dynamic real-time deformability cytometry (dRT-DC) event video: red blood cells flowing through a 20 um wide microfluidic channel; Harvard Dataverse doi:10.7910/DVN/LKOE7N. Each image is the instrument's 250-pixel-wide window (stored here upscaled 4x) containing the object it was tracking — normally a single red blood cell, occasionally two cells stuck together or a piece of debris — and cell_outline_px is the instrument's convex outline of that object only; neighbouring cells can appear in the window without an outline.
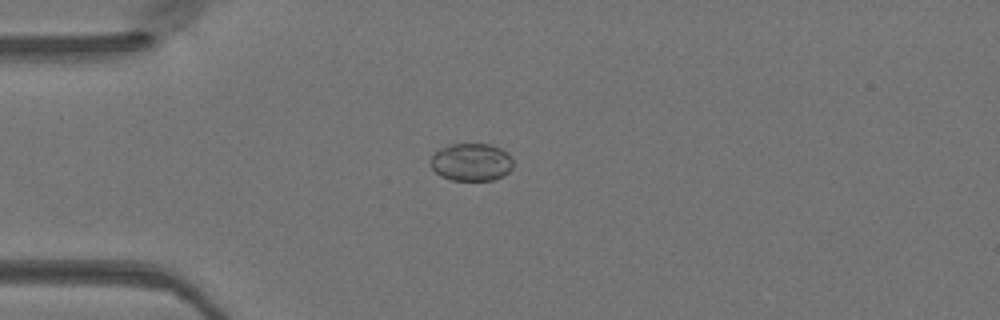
{"species": "Egyptian fruit bat (a non-hibernating species)", "species_latin": "Rousettus aegyptiacus", "temperature_condition": "warm", "stored_images_in_passage": 44, "camera_frame_rate_fps": 3000, "um_per_image_px": 0.085, "animal": {"sex": "female"}, "frame": {"image": 1, "passage_image": 12, "time_ms": 3.667, "image_size_px": [1000, 320], "cell_outline_px": [[512, 168], [504, 176], [492, 180], [452, 180], [440, 176], [428, 164], [428, 160], [440, 148], [448, 144], [492, 144], [500, 148], [512, 160]], "centroid_in_image_um": [40.01, 13.78], "position_along_channel_um": 45.0, "area_um2": 18.21}}
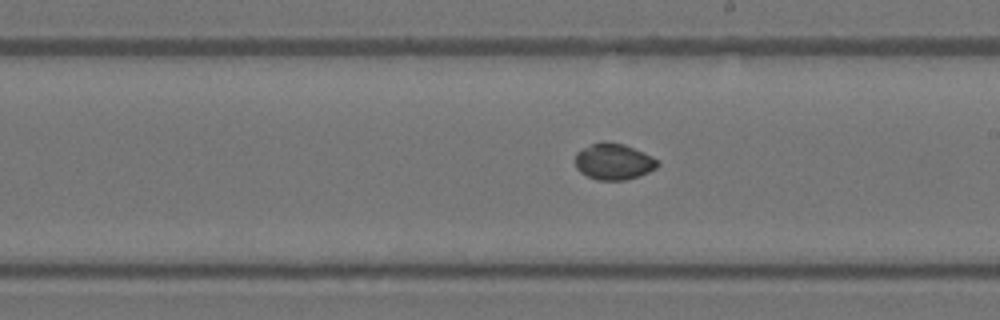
{"frame": {"image": 2, "passage_image": 27, "time_ms": 8.667, "image_size_px": [1000, 320], "cell_outline_px": [[660, 164], [656, 168], [640, 176], [624, 180], [596, 180], [580, 172], [576, 168], [576, 152], [592, 144], [604, 140], [624, 144], [644, 152], [652, 156]], "centroid_in_image_um": [52.17, 13.73], "position_along_channel_um": 236.8, "area_um2": 17.46}}
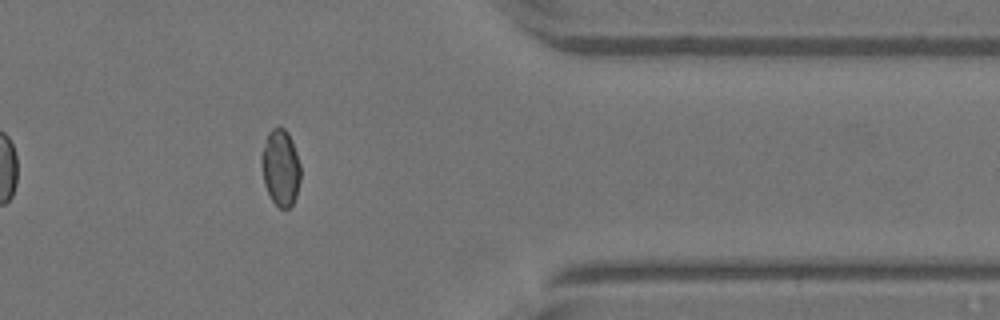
{"frame": {"image": 3, "passage_image": 39, "time_ms": 12.667, "image_size_px": [1000, 320], "cell_outline_px": [[300, 180], [296, 196], [292, 204], [288, 208], [280, 208], [272, 200], [264, 184], [260, 160], [260, 156], [264, 140], [268, 132], [272, 128], [284, 128], [288, 132], [292, 140], [300, 164]], "centroid_in_image_um": [23.83, 14.22], "position_along_channel_um": 387.6, "area_um2": 17.51}}